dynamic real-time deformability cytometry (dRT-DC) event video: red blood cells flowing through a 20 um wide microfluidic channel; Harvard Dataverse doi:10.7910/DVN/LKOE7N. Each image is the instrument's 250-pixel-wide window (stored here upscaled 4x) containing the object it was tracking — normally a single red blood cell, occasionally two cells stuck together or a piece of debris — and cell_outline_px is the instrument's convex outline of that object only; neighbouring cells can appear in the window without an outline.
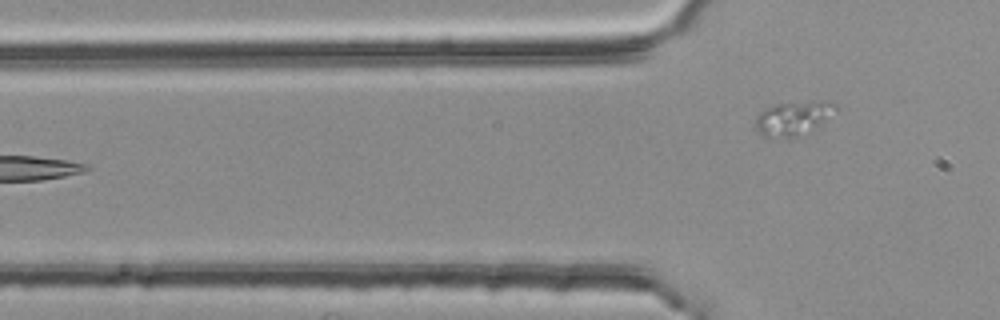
{"species": "common noctule bat (a hibernating species)", "species_latin": "Nyctalus noctula", "temperature_condition": "room temperature", "stored_images_in_passage": 5, "segment_of_instrument_passage": [2, 2], "camera_frame_rate_fps": 3000, "um_per_image_px": 0.085, "animal": {"sex": "female", "body_mass_g": 25.1}, "frame": {"image": 1, "passage_image": 5, "time_ms": 1.333, "image_size_px": [1000, 320], "cell_outline_px": [[840, 112], [820, 128], [796, 136], [764, 136], [756, 128], [756, 116], [764, 108], [776, 104], [820, 100], [828, 100], [836, 104], [840, 108]], "centroid_in_image_um": [67.61, 10.01], "position_along_channel_um": 58.2, "area_um2": 16.47}}